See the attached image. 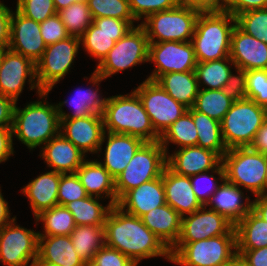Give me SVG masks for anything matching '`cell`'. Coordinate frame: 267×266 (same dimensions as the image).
<instances>
[{"mask_svg": "<svg viewBox=\"0 0 267 266\" xmlns=\"http://www.w3.org/2000/svg\"><path fill=\"white\" fill-rule=\"evenodd\" d=\"M32 266H54L48 263L41 262L39 259H37Z\"/></svg>", "mask_w": 267, "mask_h": 266, "instance_id": "cell-62", "label": "cell"}, {"mask_svg": "<svg viewBox=\"0 0 267 266\" xmlns=\"http://www.w3.org/2000/svg\"><path fill=\"white\" fill-rule=\"evenodd\" d=\"M232 66L235 68L230 56L214 61L197 62L195 73L199 89H221L232 72Z\"/></svg>", "mask_w": 267, "mask_h": 266, "instance_id": "cell-36", "label": "cell"}, {"mask_svg": "<svg viewBox=\"0 0 267 266\" xmlns=\"http://www.w3.org/2000/svg\"><path fill=\"white\" fill-rule=\"evenodd\" d=\"M57 13L70 36L80 37L93 23L87 3H73Z\"/></svg>", "mask_w": 267, "mask_h": 266, "instance_id": "cell-41", "label": "cell"}, {"mask_svg": "<svg viewBox=\"0 0 267 266\" xmlns=\"http://www.w3.org/2000/svg\"><path fill=\"white\" fill-rule=\"evenodd\" d=\"M245 199V203L244 200ZM238 186L224 180L215 193L209 198V206L217 213L225 216L236 225L248 212L252 210V201Z\"/></svg>", "mask_w": 267, "mask_h": 266, "instance_id": "cell-27", "label": "cell"}, {"mask_svg": "<svg viewBox=\"0 0 267 266\" xmlns=\"http://www.w3.org/2000/svg\"><path fill=\"white\" fill-rule=\"evenodd\" d=\"M163 185L166 203L182 217L203 206L196 198L189 176L176 174L166 166L163 171Z\"/></svg>", "mask_w": 267, "mask_h": 266, "instance_id": "cell-26", "label": "cell"}, {"mask_svg": "<svg viewBox=\"0 0 267 266\" xmlns=\"http://www.w3.org/2000/svg\"><path fill=\"white\" fill-rule=\"evenodd\" d=\"M1 192L2 191L0 187V229L7 223H10L16 217L14 216L10 218L11 213L9 210L8 202L4 199Z\"/></svg>", "mask_w": 267, "mask_h": 266, "instance_id": "cell-60", "label": "cell"}, {"mask_svg": "<svg viewBox=\"0 0 267 266\" xmlns=\"http://www.w3.org/2000/svg\"><path fill=\"white\" fill-rule=\"evenodd\" d=\"M178 3L199 12H219L224 10V0H178Z\"/></svg>", "mask_w": 267, "mask_h": 266, "instance_id": "cell-54", "label": "cell"}, {"mask_svg": "<svg viewBox=\"0 0 267 266\" xmlns=\"http://www.w3.org/2000/svg\"><path fill=\"white\" fill-rule=\"evenodd\" d=\"M89 196L76 173L61 174L58 188V205L66 206L74 200Z\"/></svg>", "mask_w": 267, "mask_h": 266, "instance_id": "cell-46", "label": "cell"}, {"mask_svg": "<svg viewBox=\"0 0 267 266\" xmlns=\"http://www.w3.org/2000/svg\"><path fill=\"white\" fill-rule=\"evenodd\" d=\"M166 204L163 174L128 191L117 206L124 212L141 217L145 213Z\"/></svg>", "mask_w": 267, "mask_h": 266, "instance_id": "cell-23", "label": "cell"}, {"mask_svg": "<svg viewBox=\"0 0 267 266\" xmlns=\"http://www.w3.org/2000/svg\"><path fill=\"white\" fill-rule=\"evenodd\" d=\"M93 19L112 17L128 21L133 27L136 19L131 13L128 0H88Z\"/></svg>", "mask_w": 267, "mask_h": 266, "instance_id": "cell-42", "label": "cell"}, {"mask_svg": "<svg viewBox=\"0 0 267 266\" xmlns=\"http://www.w3.org/2000/svg\"><path fill=\"white\" fill-rule=\"evenodd\" d=\"M208 173L210 174V171L190 176L192 189L196 195V198L200 201L202 205H205L207 203L209 198L222 184L218 181L220 180V182H223L225 180V172L222 163L216 169H212L210 175ZM215 173L217 174L218 178L213 175ZM201 182L202 184H204H199Z\"/></svg>", "mask_w": 267, "mask_h": 266, "instance_id": "cell-43", "label": "cell"}, {"mask_svg": "<svg viewBox=\"0 0 267 266\" xmlns=\"http://www.w3.org/2000/svg\"><path fill=\"white\" fill-rule=\"evenodd\" d=\"M159 141L166 155L169 154V143L176 144L179 148L197 146L198 134L191 113L187 111L179 117L164 131Z\"/></svg>", "mask_w": 267, "mask_h": 266, "instance_id": "cell-37", "label": "cell"}, {"mask_svg": "<svg viewBox=\"0 0 267 266\" xmlns=\"http://www.w3.org/2000/svg\"><path fill=\"white\" fill-rule=\"evenodd\" d=\"M70 237L78 256L89 262L105 245L104 225H76Z\"/></svg>", "mask_w": 267, "mask_h": 266, "instance_id": "cell-35", "label": "cell"}, {"mask_svg": "<svg viewBox=\"0 0 267 266\" xmlns=\"http://www.w3.org/2000/svg\"><path fill=\"white\" fill-rule=\"evenodd\" d=\"M230 59L236 68L267 70V44L245 33L237 25L231 35Z\"/></svg>", "mask_w": 267, "mask_h": 266, "instance_id": "cell-21", "label": "cell"}, {"mask_svg": "<svg viewBox=\"0 0 267 266\" xmlns=\"http://www.w3.org/2000/svg\"><path fill=\"white\" fill-rule=\"evenodd\" d=\"M228 266H244V265L237 258L232 264H230Z\"/></svg>", "mask_w": 267, "mask_h": 266, "instance_id": "cell-63", "label": "cell"}, {"mask_svg": "<svg viewBox=\"0 0 267 266\" xmlns=\"http://www.w3.org/2000/svg\"><path fill=\"white\" fill-rule=\"evenodd\" d=\"M199 14V11L179 4L149 15L140 25L146 31L149 43L188 42L192 41Z\"/></svg>", "mask_w": 267, "mask_h": 266, "instance_id": "cell-9", "label": "cell"}, {"mask_svg": "<svg viewBox=\"0 0 267 266\" xmlns=\"http://www.w3.org/2000/svg\"><path fill=\"white\" fill-rule=\"evenodd\" d=\"M38 259L54 266H85L70 235L39 236Z\"/></svg>", "mask_w": 267, "mask_h": 266, "instance_id": "cell-31", "label": "cell"}, {"mask_svg": "<svg viewBox=\"0 0 267 266\" xmlns=\"http://www.w3.org/2000/svg\"><path fill=\"white\" fill-rule=\"evenodd\" d=\"M6 48H1L0 47V63H1V60H2V56H3V52Z\"/></svg>", "mask_w": 267, "mask_h": 266, "instance_id": "cell-66", "label": "cell"}, {"mask_svg": "<svg viewBox=\"0 0 267 266\" xmlns=\"http://www.w3.org/2000/svg\"><path fill=\"white\" fill-rule=\"evenodd\" d=\"M16 102L0 94V128L12 127Z\"/></svg>", "mask_w": 267, "mask_h": 266, "instance_id": "cell-57", "label": "cell"}, {"mask_svg": "<svg viewBox=\"0 0 267 266\" xmlns=\"http://www.w3.org/2000/svg\"><path fill=\"white\" fill-rule=\"evenodd\" d=\"M252 210L267 222V192L255 197L252 201Z\"/></svg>", "mask_w": 267, "mask_h": 266, "instance_id": "cell-59", "label": "cell"}, {"mask_svg": "<svg viewBox=\"0 0 267 266\" xmlns=\"http://www.w3.org/2000/svg\"><path fill=\"white\" fill-rule=\"evenodd\" d=\"M16 3L22 15L39 23L57 13L53 0H17Z\"/></svg>", "mask_w": 267, "mask_h": 266, "instance_id": "cell-47", "label": "cell"}, {"mask_svg": "<svg viewBox=\"0 0 267 266\" xmlns=\"http://www.w3.org/2000/svg\"><path fill=\"white\" fill-rule=\"evenodd\" d=\"M105 141L107 142L104 150V161H99V163L114 179L124 171L136 151L145 143L135 136L104 131L98 153L102 152V145Z\"/></svg>", "mask_w": 267, "mask_h": 266, "instance_id": "cell-20", "label": "cell"}, {"mask_svg": "<svg viewBox=\"0 0 267 266\" xmlns=\"http://www.w3.org/2000/svg\"><path fill=\"white\" fill-rule=\"evenodd\" d=\"M198 134L197 146L216 152L221 158L227 152L221 134V122L189 108Z\"/></svg>", "mask_w": 267, "mask_h": 266, "instance_id": "cell-34", "label": "cell"}, {"mask_svg": "<svg viewBox=\"0 0 267 266\" xmlns=\"http://www.w3.org/2000/svg\"><path fill=\"white\" fill-rule=\"evenodd\" d=\"M225 234H236L235 225L225 216L203 205L192 214L182 217L181 232L176 244H187Z\"/></svg>", "mask_w": 267, "mask_h": 266, "instance_id": "cell-17", "label": "cell"}, {"mask_svg": "<svg viewBox=\"0 0 267 266\" xmlns=\"http://www.w3.org/2000/svg\"><path fill=\"white\" fill-rule=\"evenodd\" d=\"M102 198L87 196L83 199L74 200L65 207L74 217L76 225H104L106 216L112 205L103 206L99 202Z\"/></svg>", "mask_w": 267, "mask_h": 266, "instance_id": "cell-38", "label": "cell"}, {"mask_svg": "<svg viewBox=\"0 0 267 266\" xmlns=\"http://www.w3.org/2000/svg\"><path fill=\"white\" fill-rule=\"evenodd\" d=\"M237 249H259L267 247V222L253 210L236 225Z\"/></svg>", "mask_w": 267, "mask_h": 266, "instance_id": "cell-33", "label": "cell"}, {"mask_svg": "<svg viewBox=\"0 0 267 266\" xmlns=\"http://www.w3.org/2000/svg\"><path fill=\"white\" fill-rule=\"evenodd\" d=\"M237 256L244 266H267V247L237 249Z\"/></svg>", "mask_w": 267, "mask_h": 266, "instance_id": "cell-53", "label": "cell"}, {"mask_svg": "<svg viewBox=\"0 0 267 266\" xmlns=\"http://www.w3.org/2000/svg\"><path fill=\"white\" fill-rule=\"evenodd\" d=\"M149 41L145 29L138 24L132 27L108 52L94 70L104 79L148 62Z\"/></svg>", "mask_w": 267, "mask_h": 266, "instance_id": "cell-10", "label": "cell"}, {"mask_svg": "<svg viewBox=\"0 0 267 266\" xmlns=\"http://www.w3.org/2000/svg\"><path fill=\"white\" fill-rule=\"evenodd\" d=\"M56 11H60L73 4V0H53Z\"/></svg>", "mask_w": 267, "mask_h": 266, "instance_id": "cell-61", "label": "cell"}, {"mask_svg": "<svg viewBox=\"0 0 267 266\" xmlns=\"http://www.w3.org/2000/svg\"><path fill=\"white\" fill-rule=\"evenodd\" d=\"M85 266H99L98 264H96L93 260L86 262Z\"/></svg>", "mask_w": 267, "mask_h": 266, "instance_id": "cell-64", "label": "cell"}, {"mask_svg": "<svg viewBox=\"0 0 267 266\" xmlns=\"http://www.w3.org/2000/svg\"><path fill=\"white\" fill-rule=\"evenodd\" d=\"M267 120V109L253 100L235 101L221 121L223 142L228 149L249 147L258 129Z\"/></svg>", "mask_w": 267, "mask_h": 266, "instance_id": "cell-8", "label": "cell"}, {"mask_svg": "<svg viewBox=\"0 0 267 266\" xmlns=\"http://www.w3.org/2000/svg\"><path fill=\"white\" fill-rule=\"evenodd\" d=\"M40 157L47 167L62 174L75 173L86 160V155L61 133L41 147Z\"/></svg>", "mask_w": 267, "mask_h": 266, "instance_id": "cell-24", "label": "cell"}, {"mask_svg": "<svg viewBox=\"0 0 267 266\" xmlns=\"http://www.w3.org/2000/svg\"><path fill=\"white\" fill-rule=\"evenodd\" d=\"M148 62L155 65V69L146 78L152 81L169 72L195 71L197 66L191 41L149 43Z\"/></svg>", "mask_w": 267, "mask_h": 266, "instance_id": "cell-14", "label": "cell"}, {"mask_svg": "<svg viewBox=\"0 0 267 266\" xmlns=\"http://www.w3.org/2000/svg\"><path fill=\"white\" fill-rule=\"evenodd\" d=\"M267 8V0H224V11L237 15L257 9Z\"/></svg>", "mask_w": 267, "mask_h": 266, "instance_id": "cell-52", "label": "cell"}, {"mask_svg": "<svg viewBox=\"0 0 267 266\" xmlns=\"http://www.w3.org/2000/svg\"><path fill=\"white\" fill-rule=\"evenodd\" d=\"M233 103L221 89H199L193 108L221 122Z\"/></svg>", "mask_w": 267, "mask_h": 266, "instance_id": "cell-40", "label": "cell"}, {"mask_svg": "<svg viewBox=\"0 0 267 266\" xmlns=\"http://www.w3.org/2000/svg\"><path fill=\"white\" fill-rule=\"evenodd\" d=\"M12 11L10 20V42L8 49L31 59L35 64L43 55L46 44L40 32V23Z\"/></svg>", "mask_w": 267, "mask_h": 266, "instance_id": "cell-18", "label": "cell"}, {"mask_svg": "<svg viewBox=\"0 0 267 266\" xmlns=\"http://www.w3.org/2000/svg\"><path fill=\"white\" fill-rule=\"evenodd\" d=\"M170 253L171 262L181 266H228L238 257L236 234L175 244Z\"/></svg>", "mask_w": 267, "mask_h": 266, "instance_id": "cell-5", "label": "cell"}, {"mask_svg": "<svg viewBox=\"0 0 267 266\" xmlns=\"http://www.w3.org/2000/svg\"><path fill=\"white\" fill-rule=\"evenodd\" d=\"M48 94L41 92L38 101L30 102L22 109L17 102L15 104L12 134L30 150L37 146L41 148L60 133L57 107L46 100Z\"/></svg>", "mask_w": 267, "mask_h": 266, "instance_id": "cell-2", "label": "cell"}, {"mask_svg": "<svg viewBox=\"0 0 267 266\" xmlns=\"http://www.w3.org/2000/svg\"><path fill=\"white\" fill-rule=\"evenodd\" d=\"M134 91L142 101L154 130L161 136L188 108L174 100L156 81L145 79Z\"/></svg>", "mask_w": 267, "mask_h": 266, "instance_id": "cell-12", "label": "cell"}, {"mask_svg": "<svg viewBox=\"0 0 267 266\" xmlns=\"http://www.w3.org/2000/svg\"><path fill=\"white\" fill-rule=\"evenodd\" d=\"M13 154L12 127L0 128V163L6 162Z\"/></svg>", "mask_w": 267, "mask_h": 266, "instance_id": "cell-56", "label": "cell"}, {"mask_svg": "<svg viewBox=\"0 0 267 266\" xmlns=\"http://www.w3.org/2000/svg\"><path fill=\"white\" fill-rule=\"evenodd\" d=\"M249 148L267 156V120L258 129Z\"/></svg>", "mask_w": 267, "mask_h": 266, "instance_id": "cell-58", "label": "cell"}, {"mask_svg": "<svg viewBox=\"0 0 267 266\" xmlns=\"http://www.w3.org/2000/svg\"><path fill=\"white\" fill-rule=\"evenodd\" d=\"M247 99L267 109V70L246 71Z\"/></svg>", "mask_w": 267, "mask_h": 266, "instance_id": "cell-45", "label": "cell"}, {"mask_svg": "<svg viewBox=\"0 0 267 266\" xmlns=\"http://www.w3.org/2000/svg\"><path fill=\"white\" fill-rule=\"evenodd\" d=\"M16 217L0 229V262L5 266H32L38 259L39 232L16 224Z\"/></svg>", "mask_w": 267, "mask_h": 266, "instance_id": "cell-13", "label": "cell"}, {"mask_svg": "<svg viewBox=\"0 0 267 266\" xmlns=\"http://www.w3.org/2000/svg\"><path fill=\"white\" fill-rule=\"evenodd\" d=\"M103 80H105L101 75L97 74L95 71H93L91 77L89 78L88 83H92V86L90 88L81 89L79 87L75 93V96H72L73 98L66 99L65 101H60L58 104H56L58 116L60 119H76V118H82L85 116H90L92 114L96 115H103L104 107L106 105L107 98L101 96L99 94V83H101ZM96 87L93 89L92 87ZM102 97V98H101ZM69 104L70 106L74 107L73 113H66L63 110L64 105Z\"/></svg>", "mask_w": 267, "mask_h": 266, "instance_id": "cell-25", "label": "cell"}, {"mask_svg": "<svg viewBox=\"0 0 267 266\" xmlns=\"http://www.w3.org/2000/svg\"><path fill=\"white\" fill-rule=\"evenodd\" d=\"M102 117L106 132L128 134L144 142L160 140V135L154 130L150 117L134 90L129 94L108 97Z\"/></svg>", "mask_w": 267, "mask_h": 266, "instance_id": "cell-3", "label": "cell"}, {"mask_svg": "<svg viewBox=\"0 0 267 266\" xmlns=\"http://www.w3.org/2000/svg\"><path fill=\"white\" fill-rule=\"evenodd\" d=\"M225 180L243 187L254 196L265 193L267 186V156L249 147L228 149L222 157Z\"/></svg>", "mask_w": 267, "mask_h": 266, "instance_id": "cell-6", "label": "cell"}, {"mask_svg": "<svg viewBox=\"0 0 267 266\" xmlns=\"http://www.w3.org/2000/svg\"><path fill=\"white\" fill-rule=\"evenodd\" d=\"M235 26L236 18L227 11L200 12L191 41L197 62L229 57Z\"/></svg>", "mask_w": 267, "mask_h": 266, "instance_id": "cell-4", "label": "cell"}, {"mask_svg": "<svg viewBox=\"0 0 267 266\" xmlns=\"http://www.w3.org/2000/svg\"><path fill=\"white\" fill-rule=\"evenodd\" d=\"M132 27L128 21L122 19L112 17L93 19V23L80 36L83 50L90 57L96 58L99 65L115 43Z\"/></svg>", "mask_w": 267, "mask_h": 266, "instance_id": "cell-16", "label": "cell"}, {"mask_svg": "<svg viewBox=\"0 0 267 266\" xmlns=\"http://www.w3.org/2000/svg\"><path fill=\"white\" fill-rule=\"evenodd\" d=\"M128 2L136 21L145 20L151 14L179 5L178 0H128Z\"/></svg>", "mask_w": 267, "mask_h": 266, "instance_id": "cell-48", "label": "cell"}, {"mask_svg": "<svg viewBox=\"0 0 267 266\" xmlns=\"http://www.w3.org/2000/svg\"><path fill=\"white\" fill-rule=\"evenodd\" d=\"M62 173L50 170L40 174L21 189L29 199L34 218L42 211L58 205V188Z\"/></svg>", "mask_w": 267, "mask_h": 266, "instance_id": "cell-29", "label": "cell"}, {"mask_svg": "<svg viewBox=\"0 0 267 266\" xmlns=\"http://www.w3.org/2000/svg\"><path fill=\"white\" fill-rule=\"evenodd\" d=\"M93 261L99 266H138L126 255L107 245L100 248Z\"/></svg>", "mask_w": 267, "mask_h": 266, "instance_id": "cell-51", "label": "cell"}, {"mask_svg": "<svg viewBox=\"0 0 267 266\" xmlns=\"http://www.w3.org/2000/svg\"><path fill=\"white\" fill-rule=\"evenodd\" d=\"M156 82L176 101L185 107L194 106L199 86L195 71L169 72L161 75Z\"/></svg>", "mask_w": 267, "mask_h": 266, "instance_id": "cell-32", "label": "cell"}, {"mask_svg": "<svg viewBox=\"0 0 267 266\" xmlns=\"http://www.w3.org/2000/svg\"><path fill=\"white\" fill-rule=\"evenodd\" d=\"M26 80L30 90L36 89L37 94L43 92L37 83L36 64L22 54L5 49L0 63V94L17 102Z\"/></svg>", "mask_w": 267, "mask_h": 266, "instance_id": "cell-15", "label": "cell"}, {"mask_svg": "<svg viewBox=\"0 0 267 266\" xmlns=\"http://www.w3.org/2000/svg\"><path fill=\"white\" fill-rule=\"evenodd\" d=\"M88 0H73V3H87Z\"/></svg>", "mask_w": 267, "mask_h": 266, "instance_id": "cell-65", "label": "cell"}, {"mask_svg": "<svg viewBox=\"0 0 267 266\" xmlns=\"http://www.w3.org/2000/svg\"><path fill=\"white\" fill-rule=\"evenodd\" d=\"M12 10L0 1V47L8 48Z\"/></svg>", "mask_w": 267, "mask_h": 266, "instance_id": "cell-55", "label": "cell"}, {"mask_svg": "<svg viewBox=\"0 0 267 266\" xmlns=\"http://www.w3.org/2000/svg\"><path fill=\"white\" fill-rule=\"evenodd\" d=\"M234 69L236 73L233 74V71L231 72L226 84L221 88V91L235 102L247 99V88L246 71L236 67Z\"/></svg>", "mask_w": 267, "mask_h": 266, "instance_id": "cell-50", "label": "cell"}, {"mask_svg": "<svg viewBox=\"0 0 267 266\" xmlns=\"http://www.w3.org/2000/svg\"><path fill=\"white\" fill-rule=\"evenodd\" d=\"M36 222H43V233L39 236L70 235L76 227L73 215L62 205L42 211L35 217Z\"/></svg>", "mask_w": 267, "mask_h": 266, "instance_id": "cell-39", "label": "cell"}, {"mask_svg": "<svg viewBox=\"0 0 267 266\" xmlns=\"http://www.w3.org/2000/svg\"><path fill=\"white\" fill-rule=\"evenodd\" d=\"M140 218L169 249L178 241L182 216L167 203L145 213Z\"/></svg>", "mask_w": 267, "mask_h": 266, "instance_id": "cell-30", "label": "cell"}, {"mask_svg": "<svg viewBox=\"0 0 267 266\" xmlns=\"http://www.w3.org/2000/svg\"><path fill=\"white\" fill-rule=\"evenodd\" d=\"M40 32L46 45H50L70 37V34L67 32L58 13H55L44 22L40 23Z\"/></svg>", "mask_w": 267, "mask_h": 266, "instance_id": "cell-49", "label": "cell"}, {"mask_svg": "<svg viewBox=\"0 0 267 266\" xmlns=\"http://www.w3.org/2000/svg\"><path fill=\"white\" fill-rule=\"evenodd\" d=\"M166 166L167 155L160 141L145 142L124 171L115 178L117 201L128 191L161 177Z\"/></svg>", "mask_w": 267, "mask_h": 266, "instance_id": "cell-7", "label": "cell"}, {"mask_svg": "<svg viewBox=\"0 0 267 266\" xmlns=\"http://www.w3.org/2000/svg\"><path fill=\"white\" fill-rule=\"evenodd\" d=\"M105 245L120 251L136 265L143 259L165 257L171 262L170 249L151 232L141 218L124 212L117 205L109 210L104 223Z\"/></svg>", "mask_w": 267, "mask_h": 266, "instance_id": "cell-1", "label": "cell"}, {"mask_svg": "<svg viewBox=\"0 0 267 266\" xmlns=\"http://www.w3.org/2000/svg\"><path fill=\"white\" fill-rule=\"evenodd\" d=\"M60 133L86 156L88 152L97 154L104 134L103 117L92 114L76 119H60Z\"/></svg>", "mask_w": 267, "mask_h": 266, "instance_id": "cell-19", "label": "cell"}, {"mask_svg": "<svg viewBox=\"0 0 267 266\" xmlns=\"http://www.w3.org/2000/svg\"><path fill=\"white\" fill-rule=\"evenodd\" d=\"M222 158L216 153L200 146L179 148L167 155V166L176 174L192 176L216 169Z\"/></svg>", "mask_w": 267, "mask_h": 266, "instance_id": "cell-22", "label": "cell"}, {"mask_svg": "<svg viewBox=\"0 0 267 266\" xmlns=\"http://www.w3.org/2000/svg\"><path fill=\"white\" fill-rule=\"evenodd\" d=\"M81 45L80 37L67 39L46 46L41 58L36 62V78L42 91L50 92L72 67Z\"/></svg>", "mask_w": 267, "mask_h": 266, "instance_id": "cell-11", "label": "cell"}, {"mask_svg": "<svg viewBox=\"0 0 267 266\" xmlns=\"http://www.w3.org/2000/svg\"><path fill=\"white\" fill-rule=\"evenodd\" d=\"M75 173L89 196L110 199L112 206L118 204L115 179L97 159H86Z\"/></svg>", "mask_w": 267, "mask_h": 266, "instance_id": "cell-28", "label": "cell"}, {"mask_svg": "<svg viewBox=\"0 0 267 266\" xmlns=\"http://www.w3.org/2000/svg\"><path fill=\"white\" fill-rule=\"evenodd\" d=\"M235 18L242 31L267 44V8L243 12Z\"/></svg>", "mask_w": 267, "mask_h": 266, "instance_id": "cell-44", "label": "cell"}]
</instances>
